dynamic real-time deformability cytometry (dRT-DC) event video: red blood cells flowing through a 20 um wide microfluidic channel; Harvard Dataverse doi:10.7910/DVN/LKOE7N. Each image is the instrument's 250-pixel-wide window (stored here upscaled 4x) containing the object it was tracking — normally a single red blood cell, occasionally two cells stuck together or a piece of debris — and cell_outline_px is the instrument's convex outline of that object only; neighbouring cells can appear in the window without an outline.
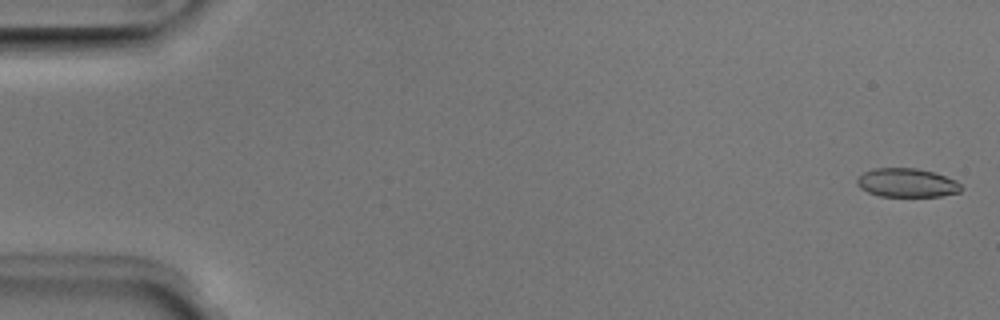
{"species": "Egyptian fruit bat (a non-hibernating species)", "species_latin": "Rousettus aegyptiacus", "temperature_condition": "room temperature", "stored_images_in_passage": 51, "camera_frame_rate_fps": 3000, "um_per_image_px": 0.085, "animal": {"sex": "male"}, "frame": {"image": 1, "passage_image": 1, "time_ms": 0.0, "image_size_px": [1000, 320], "cell_outline_px": [[964, 188], [960, 192], [940, 196], [880, 196], [868, 192], [860, 188], [856, 184], [856, 180], [864, 172], [872, 168], [916, 168], [932, 172], [956, 180]], "centroid_in_image_um": [77.08, 15.54], "position_along_channel_um": 7.9, "area_um2": 17.46}}
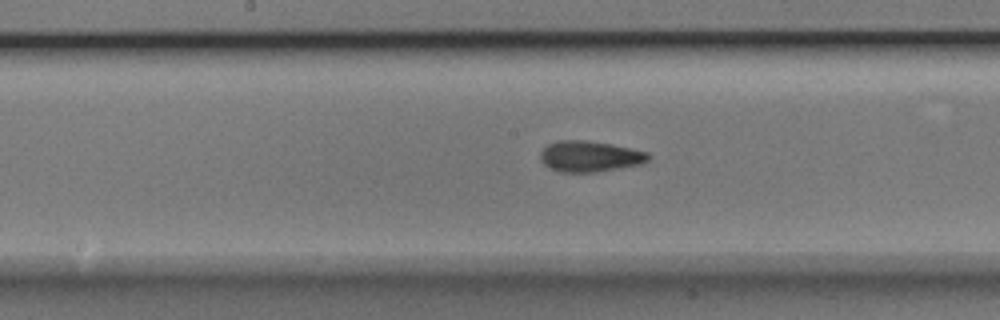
{"frame": {"image": 2, "passage_image": 26, "time_ms": 8.333, "image_size_px": [1000, 320], "cell_outline_px": [[648, 160], [640, 164], [620, 168], [596, 172], [560, 172], [548, 168], [540, 160], [540, 152], [548, 144], [560, 140], [588, 140], [612, 144], [648, 152]], "centroid_in_image_um": [50.09, 13.29], "position_along_channel_um": 198.1, "area_um2": 19.48}}
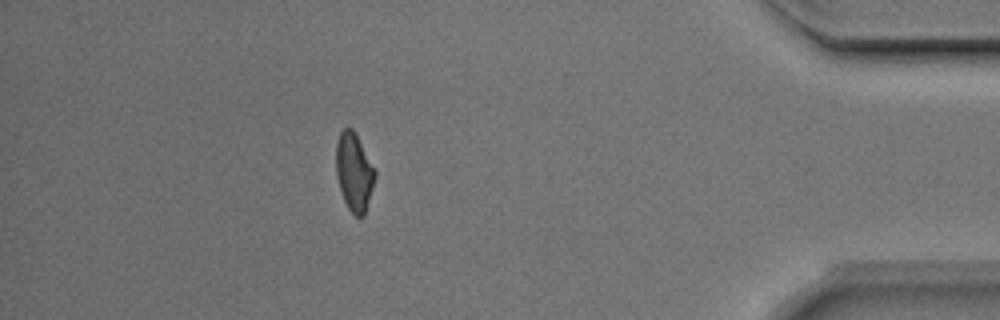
{"frame": {"image": 3, "passage_image": 45, "time_ms": 14.667, "image_size_px": [1000, 320], "cell_outline_px": [[376, 176], [364, 216], [356, 216], [348, 208], [344, 200], [336, 176], [336, 144], [340, 132], [344, 128], [352, 128], [376, 172]], "centroid_in_image_um": [30.08, 14.63], "position_along_channel_um": 405.1, "area_um2": 17.34}, "authors_computed_cell_mechanics": {"area_um2": 18.4382, "velocity_mm_per_s": 4.0072, "shape_relaxation_time_tau1_ms": 8.73, "shape_relaxation_time_tau2_ms": 2.0455, "deformation_change_tau1": 0.1712, "deformation_change_tau2": 0.0782}}